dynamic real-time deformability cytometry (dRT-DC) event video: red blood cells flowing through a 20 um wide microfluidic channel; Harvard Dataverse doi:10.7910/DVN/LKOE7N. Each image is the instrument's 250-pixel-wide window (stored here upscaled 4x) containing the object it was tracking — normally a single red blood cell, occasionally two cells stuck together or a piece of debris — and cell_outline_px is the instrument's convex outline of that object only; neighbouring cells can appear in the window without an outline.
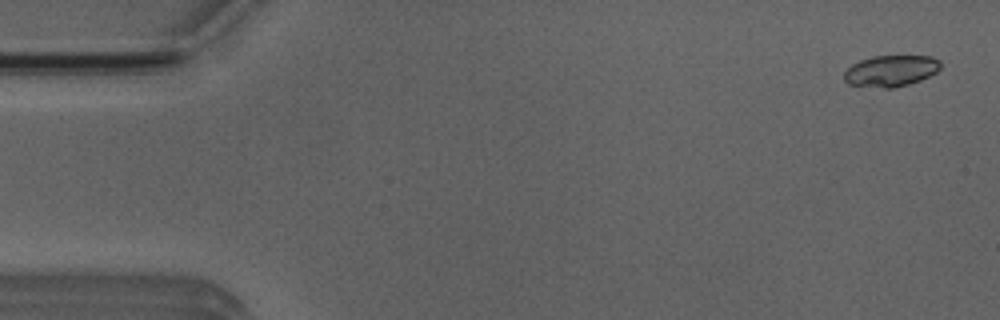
{"species": "Egyptian fruit bat (a non-hibernating species)", "species_latin": "Rousettus aegyptiacus", "temperature_condition": "room temperature", "stored_images_in_passage": 5, "camera_frame_rate_fps": 3000, "um_per_image_px": 0.085, "animal": {"sex": "male"}, "frame": {"image": 1, "passage_image": 1, "time_ms": 0.0, "image_size_px": [1000, 320], "cell_outline_px": [[940, 68], [936, 72], [920, 80], [908, 84], [892, 88], [884, 88], [848, 84], [844, 80], [844, 72], [852, 64], [860, 60], [872, 56], [932, 56], [940, 60]], "centroid_in_image_um": [75.71, 6.01], "position_along_channel_um": 9.3, "area_um2": 17.51}}
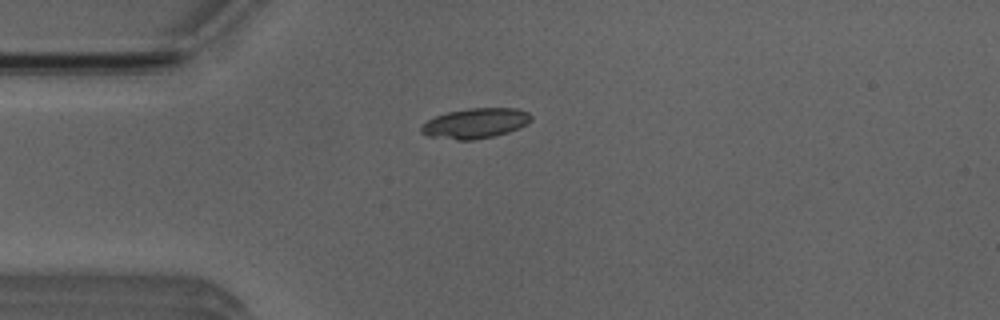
{"frame": {"image": 2, "passage_image": 4, "time_ms": 3.667, "image_size_px": [1000, 320], "cell_outline_px": [[532, 120], [528, 124], [520, 128], [496, 136], [472, 140], [456, 140], [428, 136], [420, 132], [420, 128], [428, 120], [436, 116], [448, 112], [468, 108], [516, 108], [528, 112], [532, 116]], "centroid_in_image_um": [40.44, 10.48], "position_along_channel_um": 44.6, "area_um2": 19.42}}